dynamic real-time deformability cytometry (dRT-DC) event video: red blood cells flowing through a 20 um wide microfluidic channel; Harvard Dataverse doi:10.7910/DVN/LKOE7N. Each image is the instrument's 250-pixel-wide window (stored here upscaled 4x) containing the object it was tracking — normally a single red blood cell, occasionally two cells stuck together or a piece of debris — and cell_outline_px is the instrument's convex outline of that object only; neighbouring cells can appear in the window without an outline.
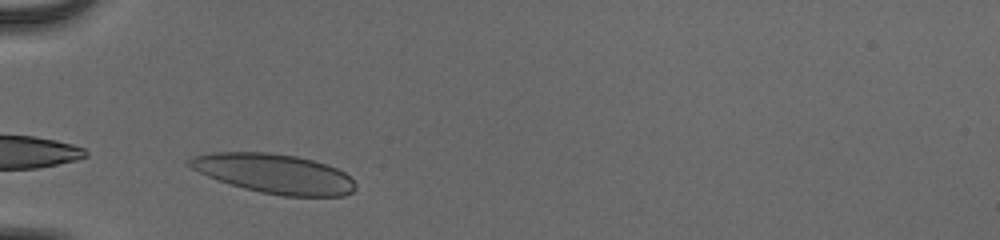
{"species": "human", "species_latin": "Homo sapiens", "temperature_condition": "cold", "stored_images_in_passage": 11, "camera_frame_rate_fps": 3000, "um_per_image_px": 0.085, "donor": {"sex": "male"}, "frame": {"image": 1, "passage_image": 1, "time_ms": 0.0, "image_size_px": [1000, 240], "cell_outline_px": [[356, 188], [352, 192], [344, 196], [284, 196], [260, 192], [244, 188], [208, 176], [184, 164], [184, 160], [192, 156], [212, 152], [268, 152], [296, 156], [328, 164], [344, 172], [356, 184]], "centroid_in_image_um": [23.29, 14.75], "position_along_channel_um": 61.7, "area_um2": 38.21}}
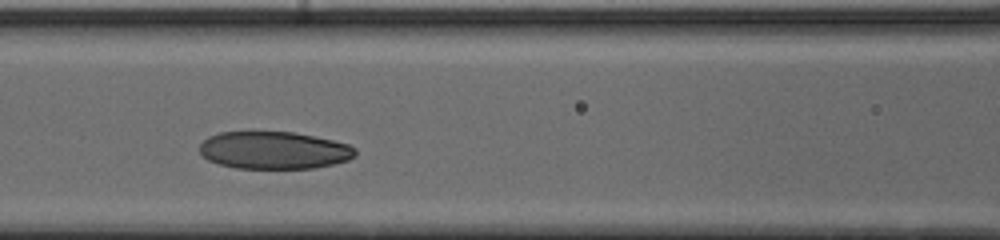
{"frame": {"image": 2, "passage_image": 8, "time_ms": 2.333, "image_size_px": [1000, 240], "cell_outline_px": [[356, 156], [348, 160], [316, 168], [236, 168], [220, 164], [208, 160], [200, 152], [200, 144], [208, 136], [220, 132], [252, 128], [292, 132], [332, 140], [348, 144], [356, 148]], "centroid_in_image_um": [23.25, 12.72], "position_along_channel_um": 143.4, "area_um2": 34.91}}
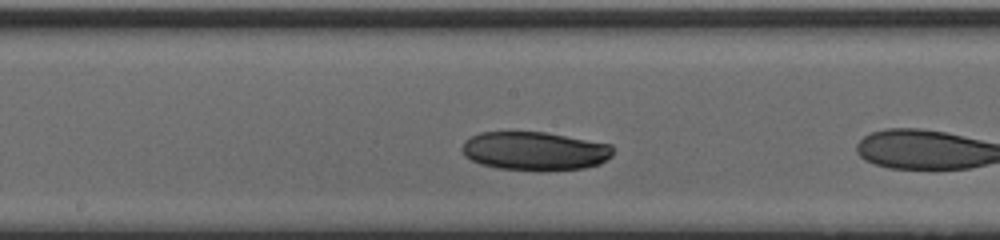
{"frame": {"image": 3, "passage_image": 10, "time_ms": 3.0, "image_size_px": [1000, 240], "cell_outline_px": [[612, 156], [600, 164], [584, 168], [500, 168], [480, 164], [464, 156], [460, 148], [464, 140], [480, 132], [544, 132], [612, 144]], "centroid_in_image_um": [45.42, 12.79], "position_along_channel_um": 202.8, "area_um2": 33.18}}